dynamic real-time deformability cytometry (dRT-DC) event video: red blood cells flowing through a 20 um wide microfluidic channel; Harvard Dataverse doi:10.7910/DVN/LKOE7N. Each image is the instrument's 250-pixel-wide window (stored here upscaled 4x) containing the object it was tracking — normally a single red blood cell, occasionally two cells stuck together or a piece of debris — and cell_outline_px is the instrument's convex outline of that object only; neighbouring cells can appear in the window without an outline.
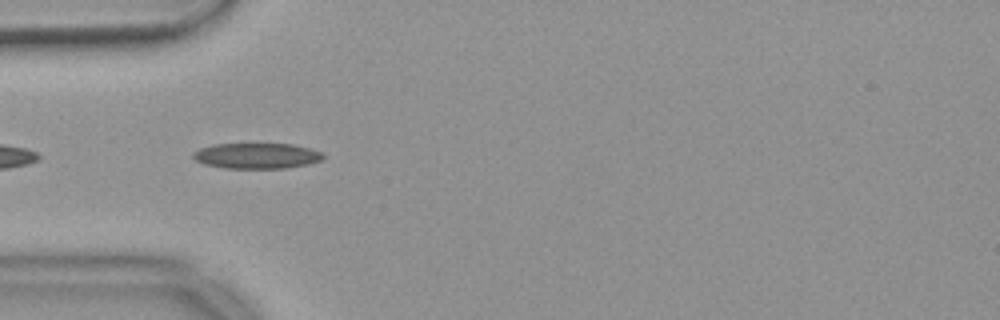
{"species": "common noctule bat (a hibernating species)", "species_latin": "Nyctalus noctula", "temperature_condition": "warm", "stored_images_in_passage": 13, "camera_frame_rate_fps": 3000, "um_per_image_px": 0.085, "animal": {"sex": "female", "body_mass_g": 18.4}, "frame": {"image": 1, "passage_image": 3, "time_ms": 0.667, "image_size_px": [1000, 320], "cell_outline_px": [[324, 156], [320, 160], [308, 164], [288, 168], [224, 168], [204, 164], [196, 160], [192, 156], [192, 152], [200, 148], [212, 144], [292, 144], [308, 148], [320, 152]], "centroid_in_image_um": [21.77, 13.24], "position_along_channel_um": 63.2, "area_um2": 19.31}}